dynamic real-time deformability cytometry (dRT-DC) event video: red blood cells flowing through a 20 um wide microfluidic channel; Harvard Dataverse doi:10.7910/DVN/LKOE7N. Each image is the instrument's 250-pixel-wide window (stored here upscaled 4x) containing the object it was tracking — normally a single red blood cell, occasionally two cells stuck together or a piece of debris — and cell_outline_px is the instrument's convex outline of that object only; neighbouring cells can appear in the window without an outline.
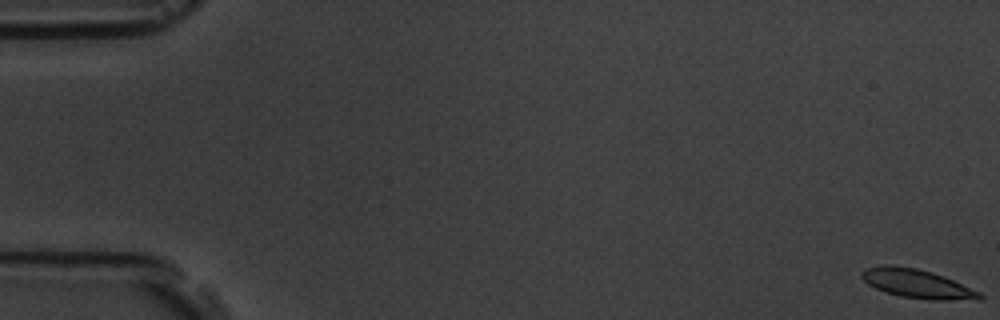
{"species": "common noctule bat (a hibernating species)", "species_latin": "Nyctalus noctula", "temperature_condition": "room temperature", "stored_images_in_passage": 2, "segment_of_instrument_passage": [2, 2], "camera_frame_rate_fps": 3000, "um_per_image_px": 0.085, "animal": {"sex": "male", "body_mass_g": 19.5, "forearm_length_mm": 54.6}, "frame": {"image": 1, "passage_image": 2, "time_ms": 2.0, "image_size_px": [1000, 320], "cell_outline_px": [[984, 296], [948, 300], [932, 300], [900, 296], [884, 292], [868, 284], [860, 276], [860, 272], [864, 268], [884, 264], [888, 264], [916, 268], [932, 272], [944, 276], [980, 292]], "centroid_in_image_um": [77.83, 24.08], "position_along_channel_um": 7.2, "area_um2": 19.54}}